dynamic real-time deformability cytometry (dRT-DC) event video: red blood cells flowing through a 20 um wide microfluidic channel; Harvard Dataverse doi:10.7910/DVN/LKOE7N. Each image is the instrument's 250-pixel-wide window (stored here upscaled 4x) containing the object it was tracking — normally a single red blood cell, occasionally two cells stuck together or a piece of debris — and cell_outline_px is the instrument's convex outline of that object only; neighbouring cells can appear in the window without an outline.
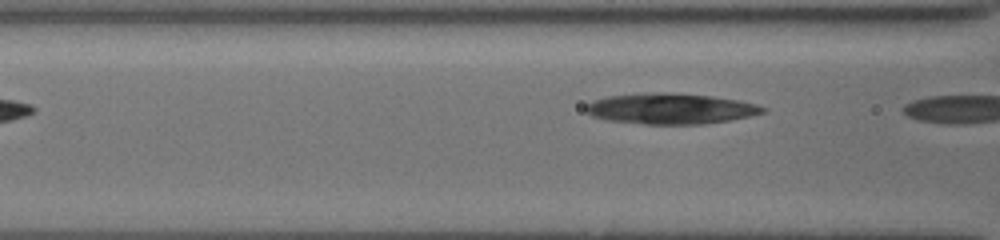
{"species": "common noctule bat (a hibernating species)", "species_latin": "Nyctalus noctula", "temperature_condition": "cold", "stored_images_in_passage": 7, "camera_frame_rate_fps": 3000, "um_per_image_px": 0.085, "animal": {"sex": "female", "body_mass_g": 19.5, "forearm_length_mm": 54.1}, "frame": {"image": 1, "passage_image": 6, "time_ms": 1.667, "image_size_px": [1000, 240], "cell_outline_px": [[768, 108], [764, 112], [748, 116], [728, 120], [704, 124], [644, 124], [608, 120], [592, 116], [584, 112], [584, 108], [592, 100], [604, 96], [660, 92], [668, 92], [712, 96], [740, 100], [756, 104]], "centroid_in_image_um": [56.96, 9.23], "position_along_channel_um": 109.6, "area_um2": 31.73}}